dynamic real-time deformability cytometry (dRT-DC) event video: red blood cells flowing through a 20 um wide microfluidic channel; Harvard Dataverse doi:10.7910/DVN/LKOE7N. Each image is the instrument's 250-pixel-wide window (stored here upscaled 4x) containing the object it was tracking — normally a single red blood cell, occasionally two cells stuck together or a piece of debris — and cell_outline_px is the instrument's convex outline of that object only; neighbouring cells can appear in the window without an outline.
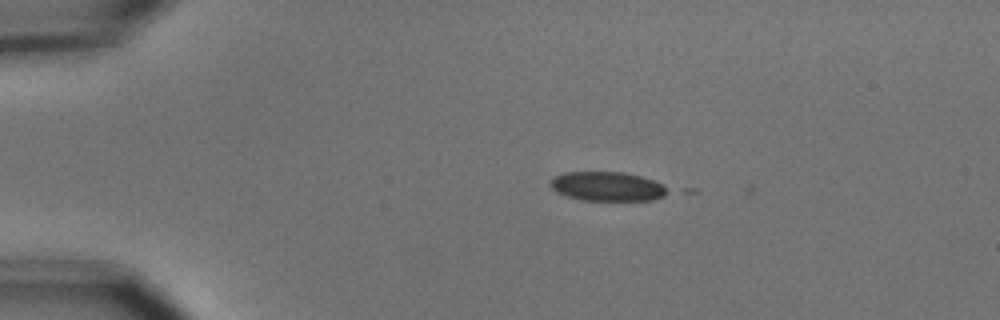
{"species": "common noctule bat (a hibernating species)", "species_latin": "Nyctalus noctula", "temperature_condition": "cold", "stored_images_in_passage": 4, "camera_frame_rate_fps": 3000, "um_per_image_px": 0.085, "animal": {"sex": "male", "body_mass_g": 15.6}, "frame": {"image": 1, "passage_image": 2, "time_ms": 0.333, "image_size_px": [1000, 320], "cell_outline_px": [[672, 192], [664, 196], [652, 200], [584, 200], [568, 196], [556, 192], [548, 184], [552, 176], [564, 172], [624, 172], [640, 176], [664, 184], [672, 188]], "centroid_in_image_um": [51.66, 15.84], "position_along_channel_um": 33.3, "area_um2": 20.29}}